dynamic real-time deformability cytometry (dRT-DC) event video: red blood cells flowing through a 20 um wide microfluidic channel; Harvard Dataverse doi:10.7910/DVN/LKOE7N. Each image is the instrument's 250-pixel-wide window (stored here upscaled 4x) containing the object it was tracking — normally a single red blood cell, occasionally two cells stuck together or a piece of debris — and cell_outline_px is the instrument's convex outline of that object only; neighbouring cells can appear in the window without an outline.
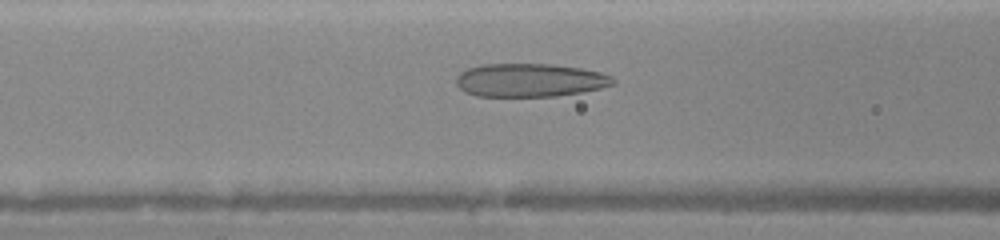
{"species": "human", "species_latin": "Homo sapiens", "temperature_condition": "warm", "stored_images_in_passage": 28, "camera_frame_rate_fps": 3000, "um_per_image_px": 0.085, "donor": {"sex": "female"}, "frame": {"image": 1, "passage_image": 4, "time_ms": 1.0, "image_size_px": [1000, 240], "cell_outline_px": [[616, 84], [600, 88], [580, 92], [556, 96], [476, 96], [464, 92], [456, 84], [456, 76], [460, 72], [468, 68], [484, 64], [552, 64], [580, 68], [600, 72], [612, 76], [616, 80]], "centroid_in_image_um": [45.03, 6.81], "position_along_channel_um": 121.6, "area_um2": 30.58}}
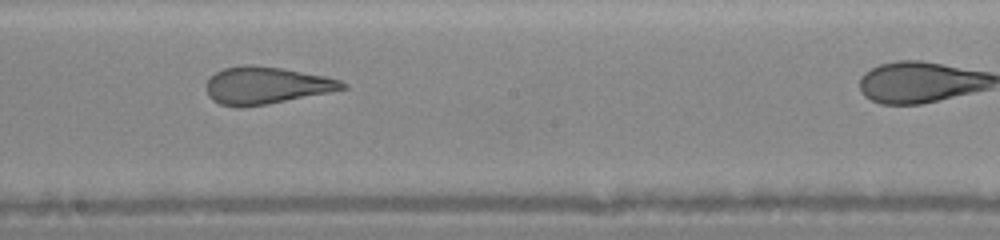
{"frame": {"image": 2, "passage_image": 11, "time_ms": 3.333, "image_size_px": [1000, 240], "cell_outline_px": [[348, 88], [268, 104], [240, 108], [236, 108], [220, 104], [212, 100], [208, 96], [208, 80], [216, 72], [224, 68], [244, 64], [248, 64], [284, 68], [324, 76], [340, 80], [348, 84]], "centroid_in_image_um": [22.62, 7.26], "position_along_channel_um": 225.6, "area_um2": 29.48}}
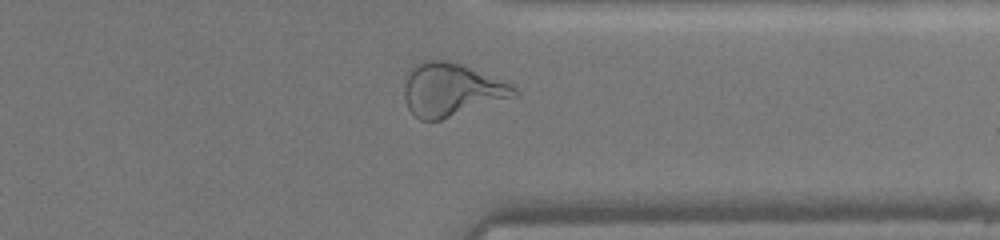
{"frame": {"image": 3, "passage_image": 25, "time_ms": 6.667, "image_size_px": [1000, 240], "cell_outline_px": [[520, 92], [516, 96], [440, 120], [420, 120], [408, 108], [404, 100], [404, 84], [408, 72], [412, 64], [424, 60], [448, 60], [464, 64], [512, 84]], "centroid_in_image_um": [38.35, 7.6], "position_along_channel_um": 373.0, "area_um2": 34.33}}